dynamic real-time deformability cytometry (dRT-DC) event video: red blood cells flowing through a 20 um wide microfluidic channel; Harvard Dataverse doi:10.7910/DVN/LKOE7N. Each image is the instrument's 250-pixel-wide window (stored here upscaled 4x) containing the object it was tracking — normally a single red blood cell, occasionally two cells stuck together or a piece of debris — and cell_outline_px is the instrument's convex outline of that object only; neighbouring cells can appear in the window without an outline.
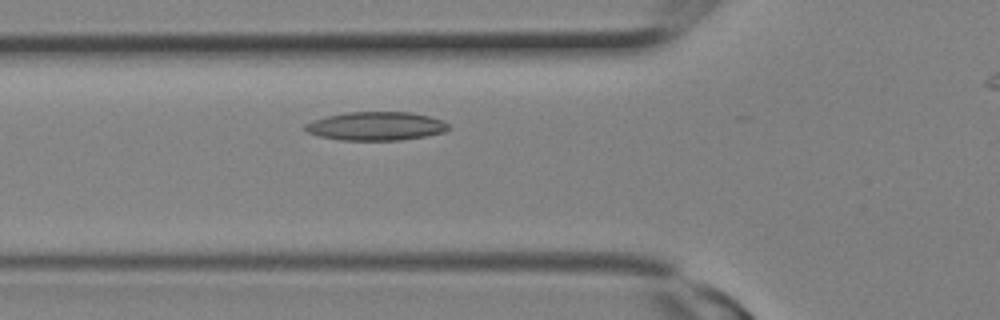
{"species": "Egyptian fruit bat (a non-hibernating species)", "species_latin": "Rousettus aegyptiacus", "temperature_condition": "room temperature", "stored_images_in_passage": 5, "camera_frame_rate_fps": 3000, "um_per_image_px": 0.085, "animal": {"sex": "female"}, "frame": {"image": 1, "passage_image": 5, "time_ms": 1.333, "image_size_px": [1000, 320], "cell_outline_px": [[448, 128], [444, 132], [424, 136], [400, 140], [340, 140], [320, 136], [308, 132], [304, 128], [304, 124], [312, 120], [328, 116], [348, 112], [412, 112], [444, 120], [448, 124]], "centroid_in_image_um": [31.96, 10.71], "position_along_channel_um": 93.8, "area_um2": 23.76}}